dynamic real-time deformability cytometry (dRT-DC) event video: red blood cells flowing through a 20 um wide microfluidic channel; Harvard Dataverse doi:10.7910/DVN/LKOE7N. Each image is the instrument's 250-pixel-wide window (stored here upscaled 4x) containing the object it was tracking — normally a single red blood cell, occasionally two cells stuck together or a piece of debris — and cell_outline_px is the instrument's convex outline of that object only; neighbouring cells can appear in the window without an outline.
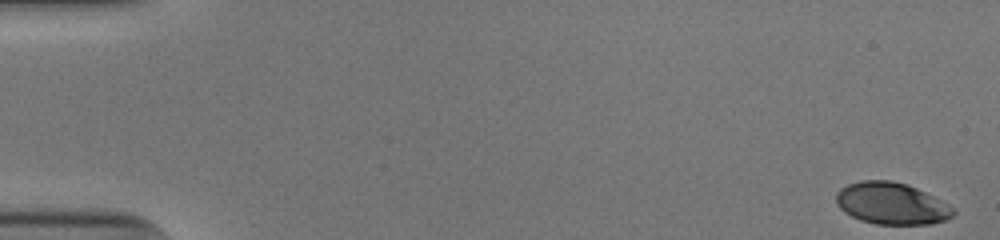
{"species": "human", "species_latin": "Homo sapiens", "temperature_condition": "cold", "stored_images_in_passage": 52, "camera_frame_rate_fps": 3000, "um_per_image_px": 0.085, "donor": {"sex": "male"}, "frame": {"image": 1, "passage_image": 1, "time_ms": 0.0, "image_size_px": [1000, 240], "cell_outline_px": [[956, 212], [952, 216], [944, 220], [932, 224], [876, 224], [860, 220], [844, 212], [836, 204], [836, 192], [840, 188], [848, 184], [860, 180], [892, 180], [908, 184], [940, 200], [952, 208]], "centroid_in_image_um": [75.73, 17.29], "position_along_channel_um": 9.3, "area_um2": 28.5}}
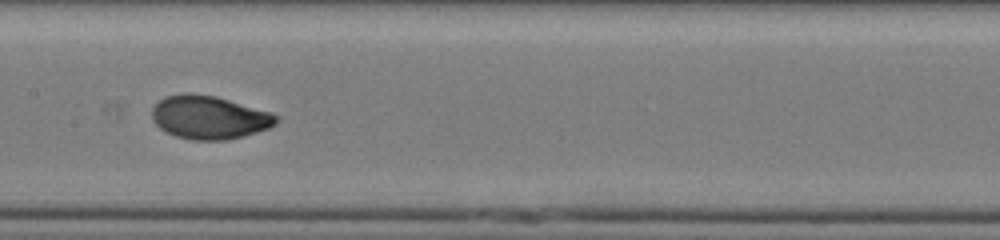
{"frame": {"image": 2, "passage_image": 27, "time_ms": 8.667, "image_size_px": [1000, 240], "cell_outline_px": [[280, 120], [276, 124], [268, 128], [244, 136], [228, 140], [192, 140], [176, 136], [164, 132], [152, 120], [152, 108], [164, 96], [184, 92], [188, 92], [216, 96], [272, 112], [280, 116]], "centroid_in_image_um": [17.79, 9.97], "position_along_channel_um": 189.6, "area_um2": 31.79}}
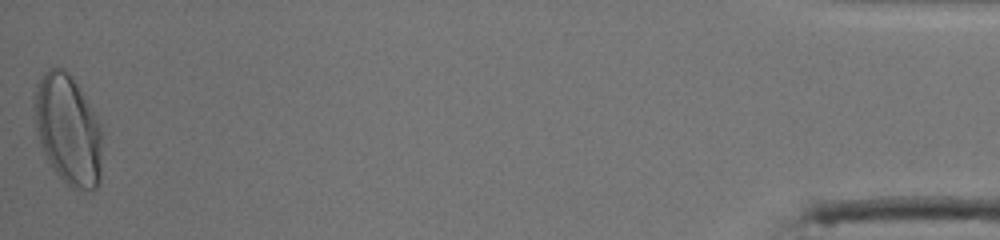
{"frame": {"image": 3, "passage_image": 52, "time_ms": 17.0, "image_size_px": [1000, 240], "cell_outline_px": [[100, 180], [96, 188], [92, 192], [72, 188], [56, 172], [48, 160], [44, 152], [36, 128], [32, 104], [36, 84], [44, 72], [48, 68], [64, 68], [72, 76], [100, 124]], "centroid_in_image_um": [5.75, 11.0], "position_along_channel_um": 429.4, "area_um2": 43.12}, "authors_computed_cell_mechanics": {"area_um2": 30.634, "velocity_mm_per_s": 3.9447, "shape_relaxation_time_tau1_ms": 3.1107, "shape_relaxation_time_tau2_ms": null, "deformation_change_tau1": 0.1593, "deformation_change_tau2": null}}